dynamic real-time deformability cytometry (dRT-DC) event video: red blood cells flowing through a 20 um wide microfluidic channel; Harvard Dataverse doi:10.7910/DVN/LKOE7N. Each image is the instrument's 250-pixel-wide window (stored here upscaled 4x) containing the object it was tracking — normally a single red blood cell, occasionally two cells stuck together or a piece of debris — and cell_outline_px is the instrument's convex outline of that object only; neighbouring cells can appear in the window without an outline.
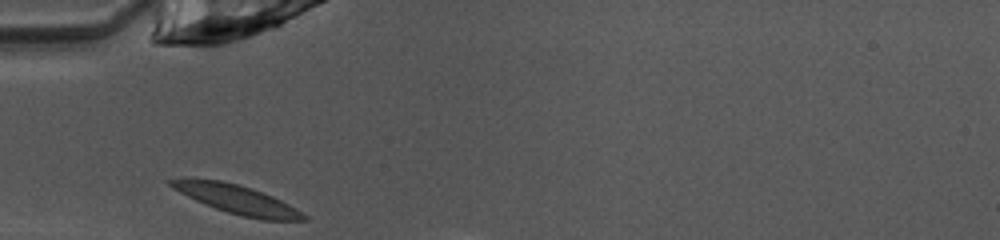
{"species": "common noctule bat (a hibernating species)", "species_latin": "Nyctalus noctula", "temperature_condition": "warm", "stored_images_in_passage": 4, "camera_frame_rate_fps": 3000, "um_per_image_px": 0.085, "animal": {"sex": "female", "body_mass_g": 10.0, "forearm_length_mm": 53.1}, "frame": {"image": 1, "passage_image": 1, "time_ms": 0.0, "image_size_px": [1000, 240], "cell_outline_px": [[308, 220], [260, 220], [240, 216], [204, 204], [172, 188], [168, 184], [168, 180], [184, 176], [220, 180], [252, 188], [272, 196], [296, 208], [308, 216]], "centroid_in_image_um": [20.09, 16.93], "position_along_channel_um": 64.9, "area_um2": 22.54}}